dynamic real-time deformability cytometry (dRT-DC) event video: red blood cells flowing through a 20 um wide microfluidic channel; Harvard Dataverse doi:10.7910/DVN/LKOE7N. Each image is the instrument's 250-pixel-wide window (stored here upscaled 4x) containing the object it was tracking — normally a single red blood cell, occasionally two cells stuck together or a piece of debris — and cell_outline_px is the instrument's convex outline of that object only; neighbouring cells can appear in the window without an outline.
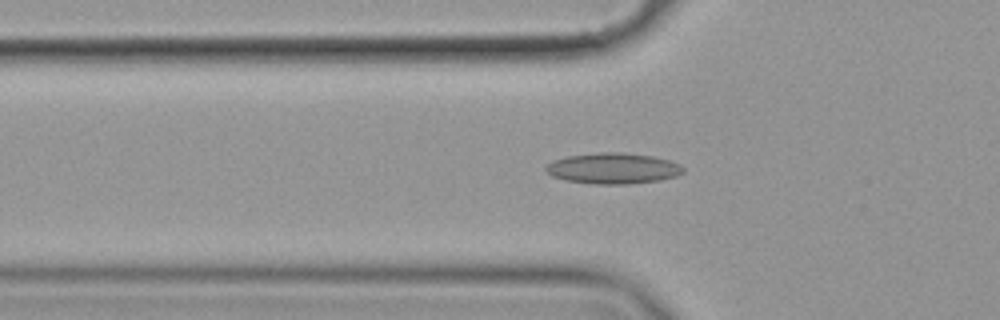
{"species": "common noctule bat (a hibernating species)", "species_latin": "Nyctalus noctula", "temperature_condition": "cold", "stored_images_in_passage": 56, "camera_frame_rate_fps": 3000, "um_per_image_px": 0.085, "animal": {"sex": "female", "body_mass_g": 19.9}, "frame": {"image": 1, "passage_image": 20, "time_ms": 6.333, "image_size_px": [1000, 320], "cell_outline_px": [[684, 172], [676, 176], [660, 180], [628, 184], [592, 184], [564, 180], [552, 176], [544, 168], [552, 160], [568, 156], [600, 152], [624, 152], [652, 156], [668, 160], [680, 164], [684, 168]], "centroid_in_image_um": [52.11, 14.31], "position_along_channel_um": 73.7, "area_um2": 24.8}}
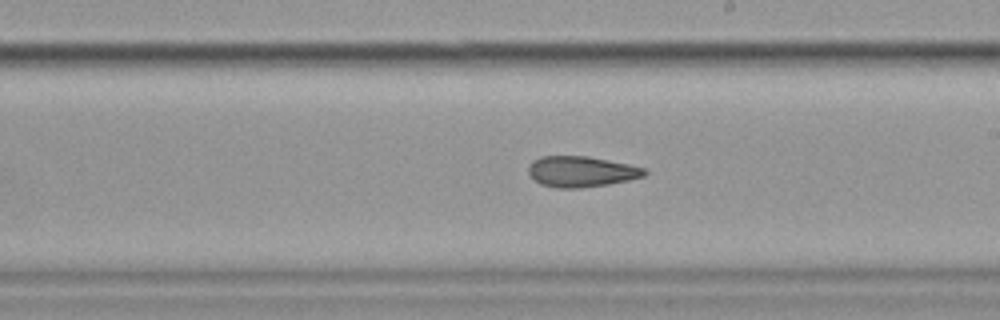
{"frame": {"image": 2, "passage_image": 34, "time_ms": 11.0, "image_size_px": [1000, 320], "cell_outline_px": [[648, 172], [644, 176], [628, 180], [608, 184], [580, 188], [556, 188], [540, 184], [528, 172], [528, 168], [532, 160], [540, 156], [588, 156], [628, 164], [644, 168]], "centroid_in_image_um": [49.39, 14.58], "position_along_channel_um": 239.6, "area_um2": 20.75}}
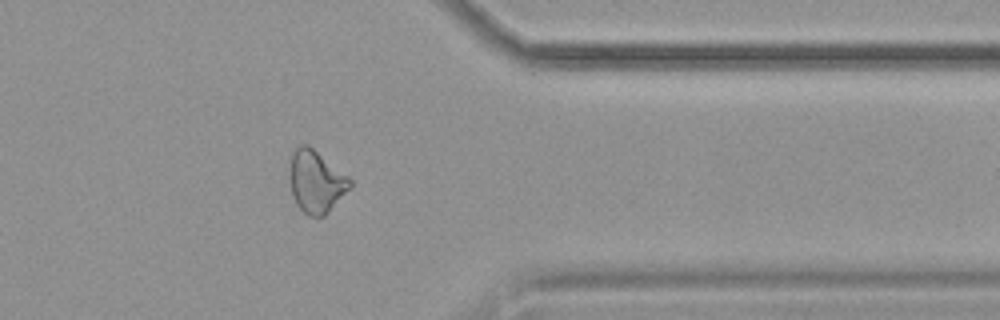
{"frame": {"image": 3, "passage_image": 47, "time_ms": 15.333, "image_size_px": [1000, 320], "cell_outline_px": [[352, 188], [324, 216], [308, 216], [296, 204], [292, 196], [292, 152], [300, 144], [308, 144], [348, 176], [352, 180]], "centroid_in_image_um": [26.92, 15.45], "position_along_channel_um": 384.5, "area_um2": 21.56}}